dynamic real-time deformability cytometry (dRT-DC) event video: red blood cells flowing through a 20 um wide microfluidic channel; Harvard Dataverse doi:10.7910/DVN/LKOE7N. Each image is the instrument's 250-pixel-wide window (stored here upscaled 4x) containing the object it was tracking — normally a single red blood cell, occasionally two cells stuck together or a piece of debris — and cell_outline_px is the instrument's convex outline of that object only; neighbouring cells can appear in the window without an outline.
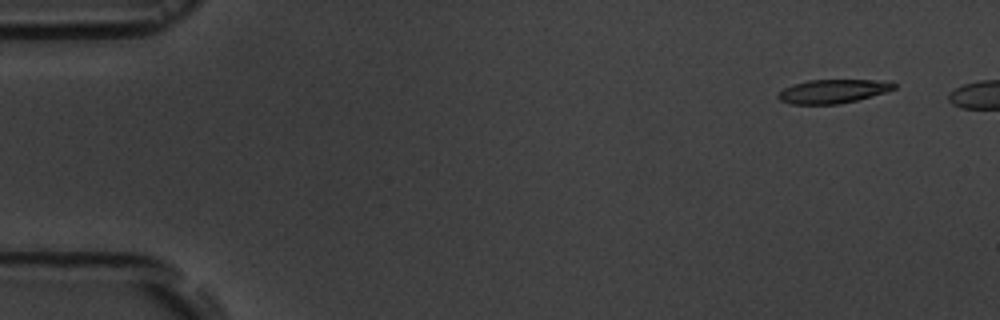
{"species": "common noctule bat (a hibernating species)", "species_latin": "Nyctalus noctula", "temperature_condition": "room temperature", "stored_images_in_passage": 7, "segment_of_instrument_passage": [1, 2], "camera_frame_rate_fps": 3000, "um_per_image_px": 0.085, "animal": {"sex": "male", "body_mass_g": 19.5, "forearm_length_mm": 54.6}, "frame": {"image": 1, "passage_image": 1, "time_ms": 0.0, "image_size_px": [1000, 320], "cell_outline_px": [[896, 88], [872, 96], [856, 100], [836, 104], [792, 104], [780, 100], [776, 96], [784, 88], [792, 84], [808, 80], [892, 80], [896, 84]], "centroid_in_image_um": [70.82, 7.74], "position_along_channel_um": 14.2, "area_um2": 16.07}}
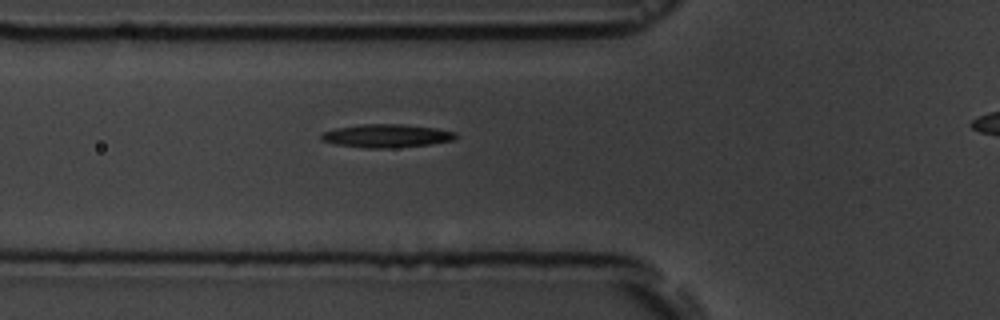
{"frame": {"image": 2, "passage_image": 6, "time_ms": 5.333, "image_size_px": [1000, 320], "cell_outline_px": [[456, 136], [452, 140], [432, 144], [396, 148], [364, 148], [336, 144], [320, 140], [320, 136], [324, 132], [336, 128], [364, 124], [404, 124], [436, 128], [456, 132]], "centroid_in_image_um": [32.86, 11.55], "position_along_channel_um": 92.9, "area_um2": 18.26}}